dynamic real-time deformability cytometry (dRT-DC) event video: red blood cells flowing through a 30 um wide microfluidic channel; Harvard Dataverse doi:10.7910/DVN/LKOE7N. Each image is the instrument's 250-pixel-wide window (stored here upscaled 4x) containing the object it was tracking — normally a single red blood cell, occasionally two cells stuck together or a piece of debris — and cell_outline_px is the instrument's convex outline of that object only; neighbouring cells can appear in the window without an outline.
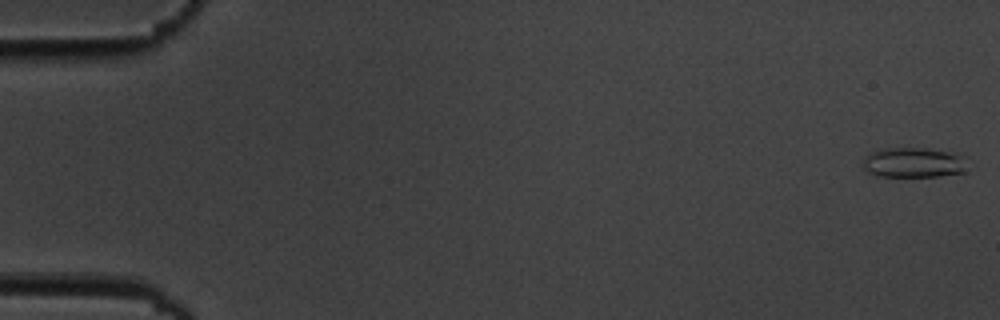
{"species": "common noctule bat (a hibernating species)", "species_latin": "Nyctalus noctula", "temperature_condition": "cold", "stored_images_in_passage": 6, "camera_frame_rate_fps": 3000, "um_per_image_px": 0.085, "animal": {"sex": "male", "body_mass_g": 19.5, "forearm_length_mm": 54.6}, "frame": {"image": 1, "passage_image": 1, "time_ms": 0.0, "image_size_px": [1000, 320], "cell_outline_px": [[964, 172], [940, 176], [876, 176], [868, 172], [864, 168], [864, 160], [872, 152], [880, 148], [928, 148], [964, 152]], "centroid_in_image_um": [77.71, 13.79], "position_along_channel_um": 7.3, "area_um2": 18.5}}